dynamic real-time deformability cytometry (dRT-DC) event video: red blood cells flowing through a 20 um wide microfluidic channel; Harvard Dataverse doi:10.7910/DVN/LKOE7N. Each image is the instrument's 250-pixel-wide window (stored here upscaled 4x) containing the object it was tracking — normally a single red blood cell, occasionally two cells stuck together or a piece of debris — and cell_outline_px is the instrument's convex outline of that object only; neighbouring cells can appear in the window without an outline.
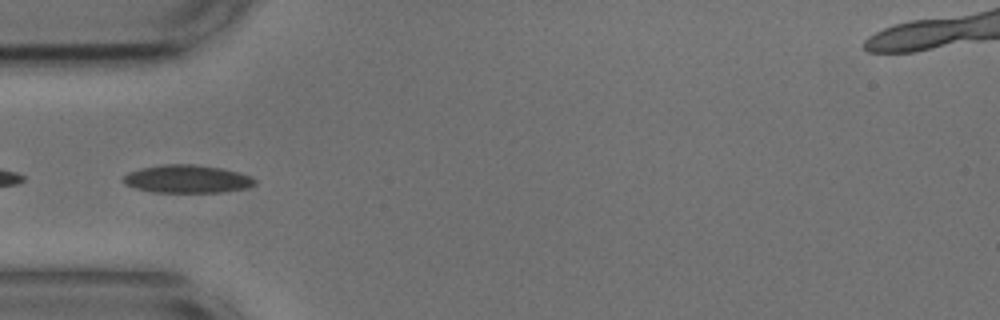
{"species": "common noctule bat (a hibernating species)", "species_latin": "Nyctalus noctula", "temperature_condition": "cold", "stored_images_in_passage": 4, "camera_frame_rate_fps": 3000, "um_per_image_px": 0.085, "animal": {"sex": "male", "body_mass_g": 17.9, "forearm_length_mm": 54.2}, "frame": {"image": 1, "passage_image": 2, "time_ms": 0.333, "image_size_px": [1000, 320], "cell_outline_px": [[256, 184], [248, 188], [220, 192], [152, 192], [136, 188], [124, 184], [120, 180], [128, 172], [140, 168], [164, 164], [196, 164], [220, 168], [252, 176], [256, 180]], "centroid_in_image_um": [15.88, 15.21], "position_along_channel_um": 69.1, "area_um2": 21.56}}